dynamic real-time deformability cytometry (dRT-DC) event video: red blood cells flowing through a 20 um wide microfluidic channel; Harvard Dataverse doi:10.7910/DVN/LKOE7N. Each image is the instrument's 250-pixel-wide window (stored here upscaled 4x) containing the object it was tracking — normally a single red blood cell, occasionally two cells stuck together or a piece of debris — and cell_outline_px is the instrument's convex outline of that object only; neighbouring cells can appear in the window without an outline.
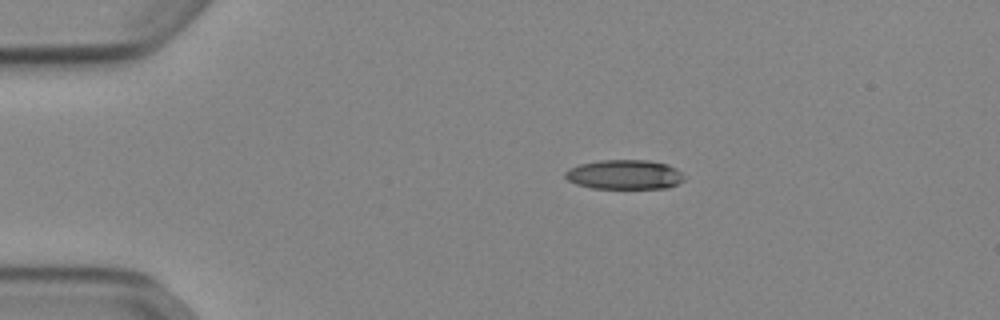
{"species": "Egyptian fruit bat (a non-hibernating species)", "species_latin": "Rousettus aegyptiacus", "temperature_condition": "cold", "stored_images_in_passage": 43, "camera_frame_rate_fps": 3000, "um_per_image_px": 0.085, "animal": {"sex": "female"}, "frame": {"image": 1, "passage_image": 1, "time_ms": 0.0, "image_size_px": [1000, 320], "cell_outline_px": [[684, 180], [668, 188], [592, 188], [576, 184], [568, 180], [564, 176], [564, 172], [568, 168], [580, 164], [600, 160], [648, 160], [668, 164], [676, 168], [684, 176]], "centroid_in_image_um": [53.07, 14.83], "position_along_channel_um": 31.9, "area_um2": 20.52}}
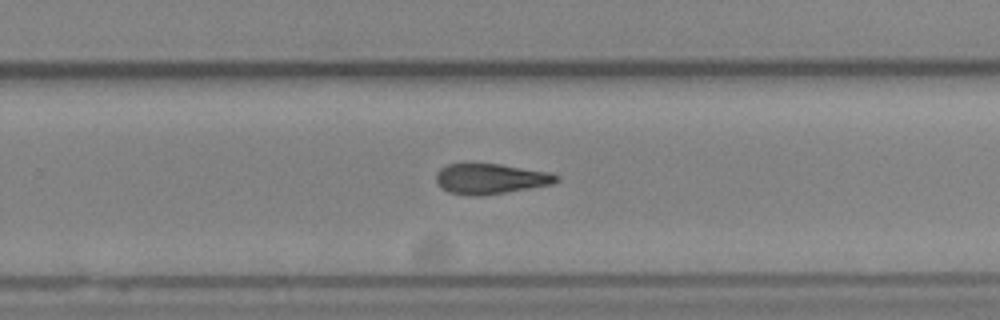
{"frame": {"image": 2, "passage_image": 25, "time_ms": 8.0, "image_size_px": [1000, 320], "cell_outline_px": [[560, 180], [552, 184], [480, 196], [476, 196], [448, 192], [440, 188], [436, 184], [436, 172], [440, 168], [448, 164], [500, 164], [552, 172], [560, 176]], "centroid_in_image_um": [41.69, 15.19], "position_along_channel_um": 288.1, "area_um2": 21.33}}
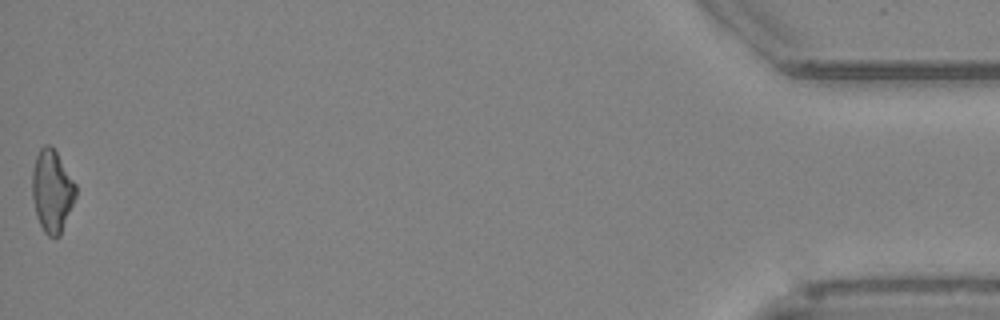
{"frame": {"image": 3, "passage_image": 43, "time_ms": 14.0, "image_size_px": [1000, 320], "cell_outline_px": [[76, 196], [60, 236], [48, 236], [44, 232], [36, 216], [32, 196], [32, 172], [36, 156], [40, 148], [44, 144], [48, 144], [56, 152], [76, 184]], "centroid_in_image_um": [4.41, 16.24], "position_along_channel_um": 430.8, "area_um2": 20.75}, "authors_computed_cell_mechanics": {"area_um2": 21.5016, "velocity_mm_per_s": 3.902, "shape_relaxation_time_tau1_ms": 7.6133, "shape_relaxation_time_tau2_ms": 6.4846, "deformation_change_tau1": 0.2118, "deformation_change_tau2": 0.193}}